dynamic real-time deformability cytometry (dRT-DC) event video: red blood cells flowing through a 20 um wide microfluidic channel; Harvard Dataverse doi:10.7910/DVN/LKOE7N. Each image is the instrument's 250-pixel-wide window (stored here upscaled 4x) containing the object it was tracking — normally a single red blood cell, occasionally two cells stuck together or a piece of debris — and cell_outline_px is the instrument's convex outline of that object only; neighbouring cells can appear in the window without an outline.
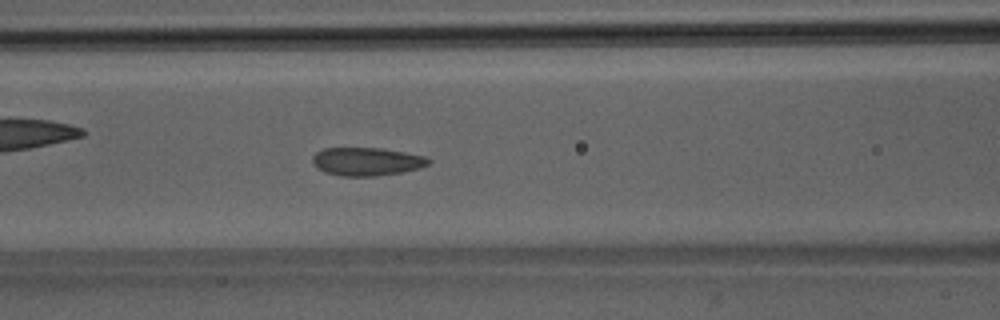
{"species": "Egyptian fruit bat (a non-hibernating species)", "species_latin": "Rousettus aegyptiacus", "temperature_condition": "room temperature", "stored_images_in_passage": 51, "camera_frame_rate_fps": 3000, "um_per_image_px": 0.085, "animal": {"sex": "male"}, "frame": {"image": 1, "passage_image": 22, "time_ms": 7.0, "image_size_px": [1000, 320], "cell_outline_px": [[432, 160], [428, 164], [420, 168], [400, 172], [376, 176], [340, 176], [324, 172], [316, 168], [312, 164], [312, 156], [316, 152], [324, 148], [380, 148], [404, 152], [424, 156]], "centroid_in_image_um": [31.12, 13.73], "position_along_channel_um": 135.5, "area_um2": 19.13}}
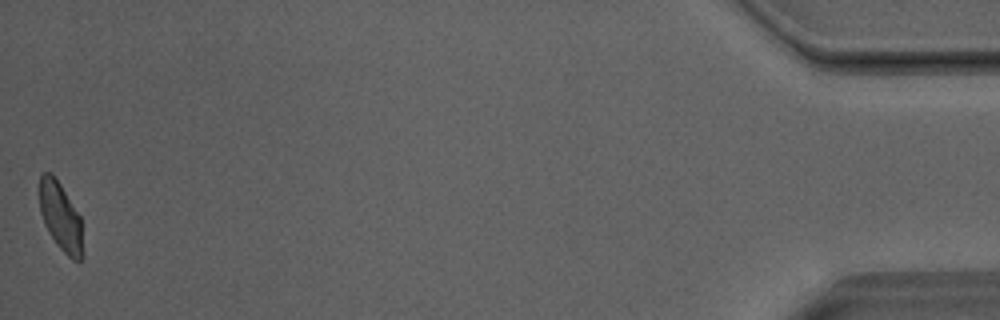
{"frame": {"image": 2, "passage_image": 51, "time_ms": 16.667, "image_size_px": [1000, 320], "cell_outline_px": [[84, 256], [80, 260], [72, 260], [56, 244], [48, 232], [44, 224], [40, 212], [40, 176], [44, 172], [52, 172], [60, 184], [80, 216], [84, 252]], "centroid_in_image_um": [5.16, 18.46], "position_along_channel_um": 430.0, "area_um2": 17.34}, "authors_computed_cell_mechanics": {"area_um2": 19.1318, "velocity_mm_per_s": 4.052, "shape_relaxation_time_tau1_ms": 4.2037, "shape_relaxation_time_tau2_ms": 1.0995, "deformation_change_tau1": 0.0904, "deformation_change_tau2": 0.0655}}